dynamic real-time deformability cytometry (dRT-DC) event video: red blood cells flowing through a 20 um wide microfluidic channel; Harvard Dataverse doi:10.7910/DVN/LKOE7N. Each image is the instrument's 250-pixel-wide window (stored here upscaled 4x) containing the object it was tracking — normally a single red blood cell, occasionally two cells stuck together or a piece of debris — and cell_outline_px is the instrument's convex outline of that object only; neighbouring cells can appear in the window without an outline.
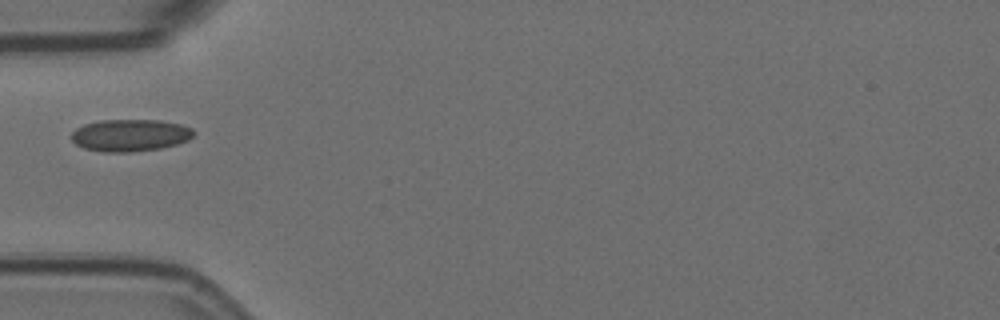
{"species": "Egyptian fruit bat (a non-hibernating species)", "species_latin": "Rousettus aegyptiacus", "temperature_condition": "room temperature", "stored_images_in_passage": 11, "camera_frame_rate_fps": 3000, "um_per_image_px": 0.085, "animal": {"sex": "female"}, "frame": {"image": 1, "passage_image": 1, "time_ms": 0.0, "image_size_px": [1000, 320], "cell_outline_px": [[196, 132], [188, 140], [176, 144], [160, 148], [128, 152], [104, 152], [84, 148], [76, 144], [72, 140], [72, 132], [76, 128], [84, 124], [100, 120], [160, 120], [180, 124], [192, 128]], "centroid_in_image_um": [11.06, 11.49], "position_along_channel_um": 73.9, "area_um2": 22.83}}
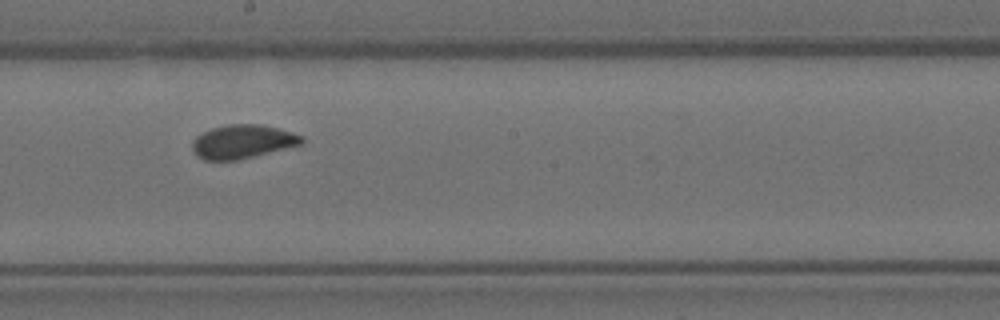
{"frame": {"image": 2, "passage_image": 5, "time_ms": 1.333, "image_size_px": [1000, 320], "cell_outline_px": [[304, 140], [300, 144], [236, 160], [204, 160], [196, 156], [192, 148], [192, 140], [196, 136], [212, 128], [228, 124], [260, 124], [292, 132], [304, 136]], "centroid_in_image_um": [20.57, 12.03], "position_along_channel_um": 227.6, "area_um2": 21.21}}
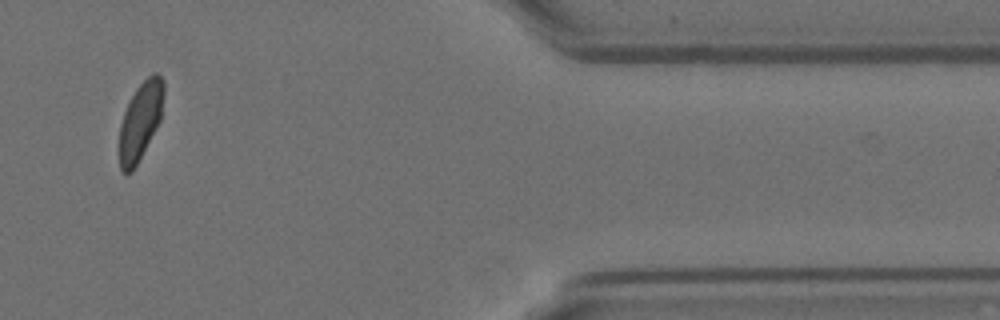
{"frame": {"image": 3, "passage_image": 10, "time_ms": 3.0, "image_size_px": [1000, 320], "cell_outline_px": [[164, 96], [160, 120], [156, 128], [132, 172], [124, 172], [120, 168], [120, 124], [128, 100], [136, 88], [152, 72], [156, 72], [164, 80]], "centroid_in_image_um": [11.95, 10.21], "position_along_channel_um": 399.5, "area_um2": 19.94}}